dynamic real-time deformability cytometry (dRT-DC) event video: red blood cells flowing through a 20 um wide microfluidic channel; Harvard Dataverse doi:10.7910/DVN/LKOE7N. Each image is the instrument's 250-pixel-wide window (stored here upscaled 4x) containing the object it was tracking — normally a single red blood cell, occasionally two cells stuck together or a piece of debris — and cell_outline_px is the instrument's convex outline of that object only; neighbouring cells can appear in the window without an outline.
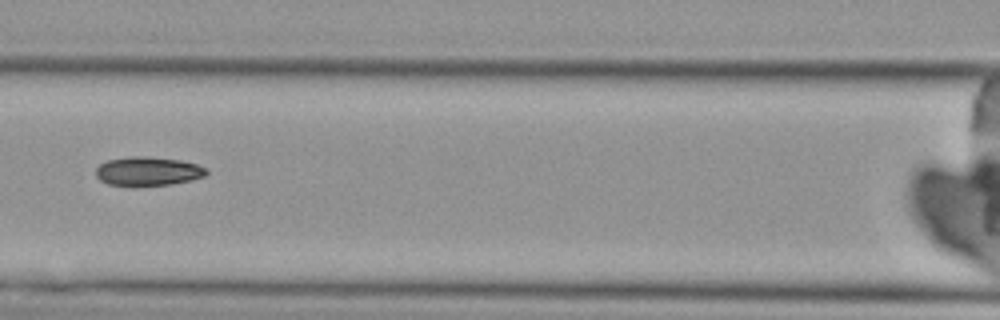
{"species": "Egyptian fruit bat (a non-hibernating species)", "species_latin": "Rousettus aegyptiacus", "temperature_condition": "cold", "stored_images_in_passage": 8, "camera_frame_rate_fps": 3000, "um_per_image_px": 0.085, "animal": {"sex": "female"}, "frame": {"image": 1, "passage_image": 6, "time_ms": 6.0, "image_size_px": [1000, 320], "cell_outline_px": [[208, 172], [204, 176], [192, 180], [172, 184], [108, 184], [100, 180], [96, 176], [96, 168], [100, 164], [108, 160], [128, 156], [148, 156], [180, 160], [196, 164], [208, 168]], "centroid_in_image_um": [12.6, 14.52], "position_along_channel_um": 154.0, "area_um2": 18.32}}
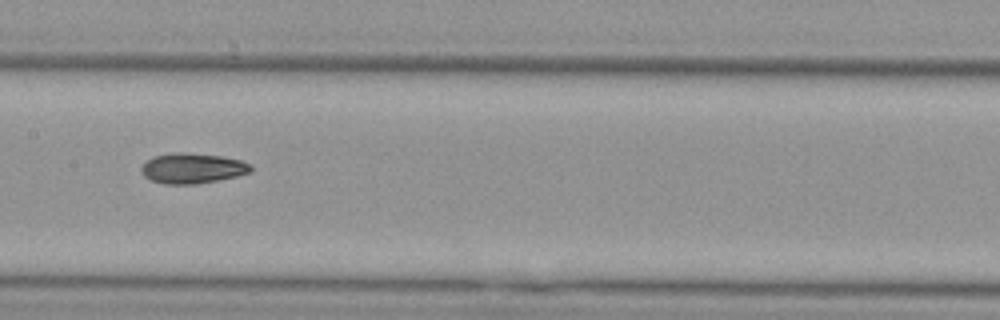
{"frame": {"image": 2, "passage_image": 7, "time_ms": 7.0, "image_size_px": [1000, 320], "cell_outline_px": [[252, 172], [236, 176], [216, 180], [192, 184], [164, 184], [152, 180], [144, 176], [140, 172], [140, 168], [152, 156], [180, 152], [184, 152], [220, 156], [240, 160], [252, 164]], "centroid_in_image_um": [16.35, 14.3], "position_along_channel_um": 191.0, "area_um2": 19.19}}
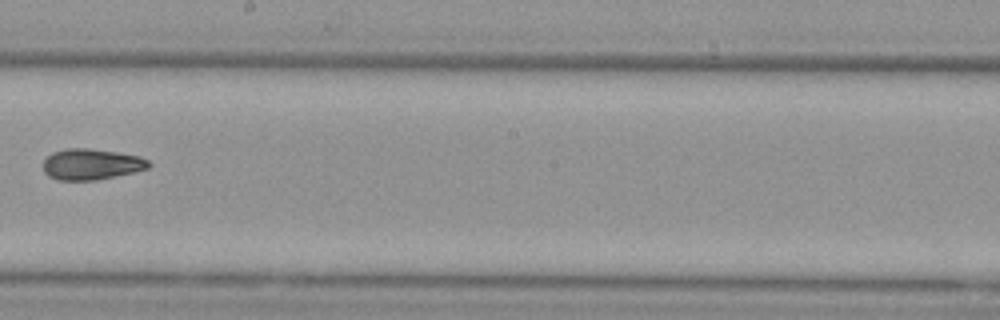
{"frame": {"image": 3, "passage_image": 8, "time_ms": 8.333, "image_size_px": [1000, 320], "cell_outline_px": [[152, 164], [148, 168], [132, 172], [96, 180], [56, 180], [48, 176], [44, 172], [44, 160], [52, 152], [68, 148], [88, 148], [116, 152], [140, 156], [148, 160]], "centroid_in_image_um": [7.75, 13.96], "position_along_channel_um": 240.5, "area_um2": 18.96}}